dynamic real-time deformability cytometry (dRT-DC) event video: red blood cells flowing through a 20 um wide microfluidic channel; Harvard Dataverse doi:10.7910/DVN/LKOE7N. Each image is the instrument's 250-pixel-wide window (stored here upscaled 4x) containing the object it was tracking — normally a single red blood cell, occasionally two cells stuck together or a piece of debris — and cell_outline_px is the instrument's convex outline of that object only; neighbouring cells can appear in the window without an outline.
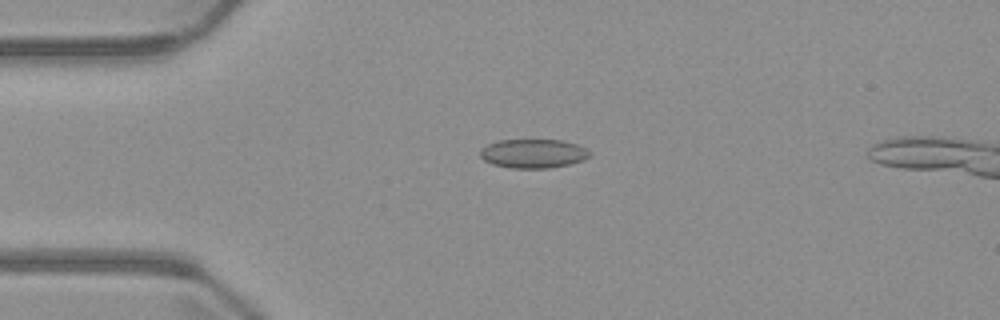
{"species": "common noctule bat (a hibernating species)", "species_latin": "Nyctalus noctula", "temperature_condition": "warm", "stored_images_in_passage": 6, "camera_frame_rate_fps": 3000, "um_per_image_px": 0.085, "animal": {"sex": "male", "body_mass_g": 23.1, "forearm_length_mm": 52.7}, "frame": {"image": 1, "passage_image": 4, "time_ms": 3.333, "image_size_px": [1000, 320], "cell_outline_px": [[592, 152], [584, 160], [568, 164], [548, 168], [512, 168], [492, 164], [484, 160], [480, 156], [480, 148], [488, 144], [500, 140], [560, 140], [576, 144]], "centroid_in_image_um": [45.3, 13.05], "position_along_channel_um": 39.7, "area_um2": 18.38}}
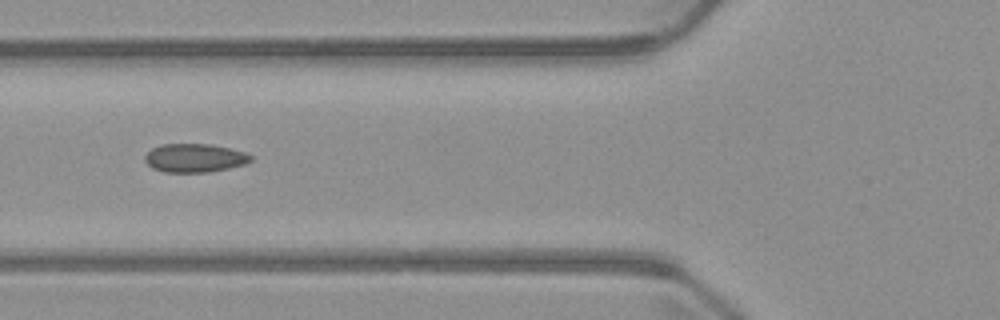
{"frame": {"image": 2, "passage_image": 6, "time_ms": 5.667, "image_size_px": [1000, 320], "cell_outline_px": [[252, 160], [244, 164], [228, 168], [208, 172], [164, 172], [152, 168], [144, 160], [144, 156], [152, 148], [160, 144], [212, 144], [244, 152], [252, 156]], "centroid_in_image_um": [16.51, 13.42], "position_along_channel_um": 109.3, "area_um2": 17.57}}